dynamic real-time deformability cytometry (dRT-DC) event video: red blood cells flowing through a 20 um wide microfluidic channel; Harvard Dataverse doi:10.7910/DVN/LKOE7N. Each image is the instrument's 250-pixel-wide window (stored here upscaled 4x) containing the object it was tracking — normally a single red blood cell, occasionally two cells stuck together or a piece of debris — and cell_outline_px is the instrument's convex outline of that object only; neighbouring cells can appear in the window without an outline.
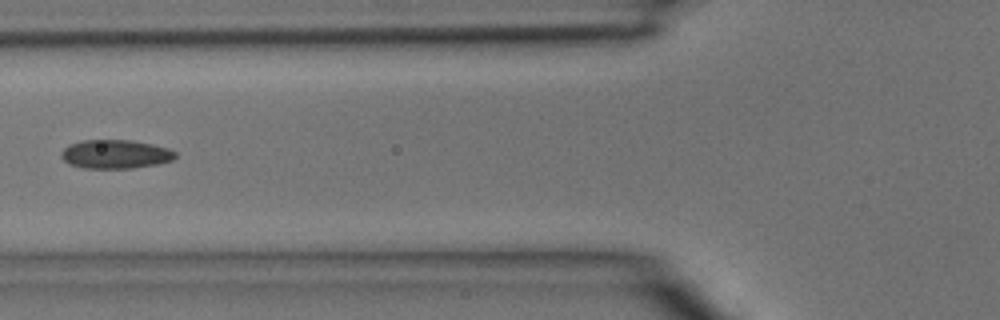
{"species": "common noctule bat (a hibernating species)", "species_latin": "Nyctalus noctula", "temperature_condition": "room temperature", "stored_images_in_passage": 4, "camera_frame_rate_fps": 3000, "um_per_image_px": 0.085, "animal": {"sex": "male", "body_mass_g": 15.6}, "frame": {"image": 1, "passage_image": 4, "time_ms": 1.0, "image_size_px": [1000, 320], "cell_outline_px": [[176, 156], [172, 160], [156, 164], [132, 168], [84, 168], [68, 164], [60, 156], [60, 152], [68, 144], [80, 140], [132, 140], [152, 144], [168, 148], [176, 152]], "centroid_in_image_um": [9.77, 13.09], "position_along_channel_um": 116.0, "area_um2": 19.25}}